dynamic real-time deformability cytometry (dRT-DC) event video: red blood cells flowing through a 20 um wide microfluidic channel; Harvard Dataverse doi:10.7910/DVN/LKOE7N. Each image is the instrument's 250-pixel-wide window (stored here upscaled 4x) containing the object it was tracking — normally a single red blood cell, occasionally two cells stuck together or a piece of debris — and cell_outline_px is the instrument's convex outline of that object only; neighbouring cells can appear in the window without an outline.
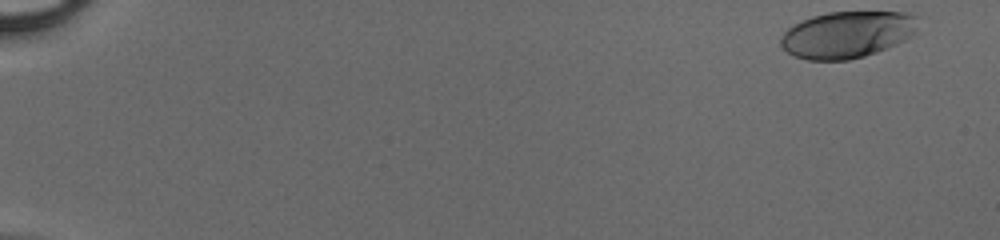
{"species": "human", "species_latin": "Homo sapiens", "temperature_condition": "cold", "stored_images_in_passage": 48, "camera_frame_rate_fps": 3000, "um_per_image_px": 0.085, "donor": {"sex": "male"}, "frame": {"image": 1, "passage_image": 1, "time_ms": 0.0, "image_size_px": [1000, 240], "cell_outline_px": [[916, 32], [904, 40], [896, 44], [876, 52], [864, 56], [848, 60], [808, 60], [796, 56], [780, 48], [780, 40], [784, 32], [788, 28], [812, 16], [828, 12], [904, 12], [916, 16]], "centroid_in_image_um": [71.99, 2.94], "position_along_channel_um": 13.0, "area_um2": 37.11}}
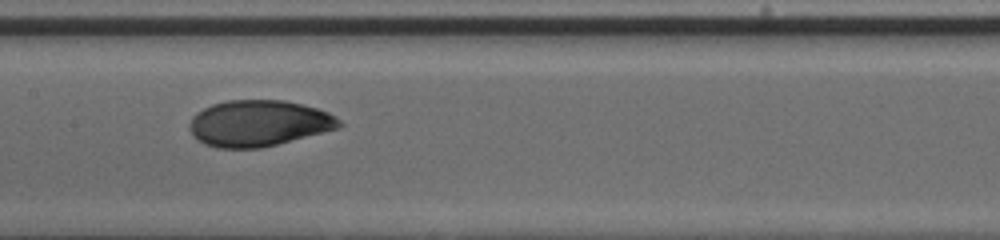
{"frame": {"image": 2, "passage_image": 26, "time_ms": 8.333, "image_size_px": [1000, 240], "cell_outline_px": [[344, 124], [340, 128], [260, 148], [216, 148], [204, 144], [196, 140], [192, 136], [188, 128], [188, 124], [192, 116], [196, 112], [212, 104], [228, 100], [284, 100], [316, 108], [328, 112], [340, 120]], "centroid_in_image_um": [21.94, 10.48], "position_along_channel_um": 185.5, "area_um2": 40.46}}
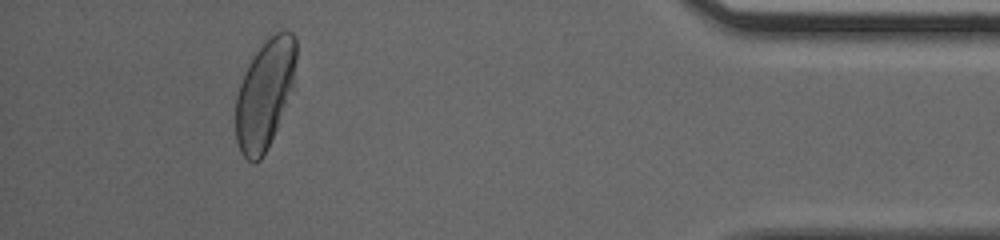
{"frame": {"image": 3, "passage_image": 45, "time_ms": 14.667, "image_size_px": [1000, 240], "cell_outline_px": [[296, 60], [292, 88], [268, 148], [264, 156], [260, 160], [252, 164], [240, 152], [236, 140], [236, 96], [244, 72], [252, 56], [276, 32], [292, 32], [296, 36]], "centroid_in_image_um": [22.49, 8.02], "position_along_channel_um": 412.7, "area_um2": 37.97}}